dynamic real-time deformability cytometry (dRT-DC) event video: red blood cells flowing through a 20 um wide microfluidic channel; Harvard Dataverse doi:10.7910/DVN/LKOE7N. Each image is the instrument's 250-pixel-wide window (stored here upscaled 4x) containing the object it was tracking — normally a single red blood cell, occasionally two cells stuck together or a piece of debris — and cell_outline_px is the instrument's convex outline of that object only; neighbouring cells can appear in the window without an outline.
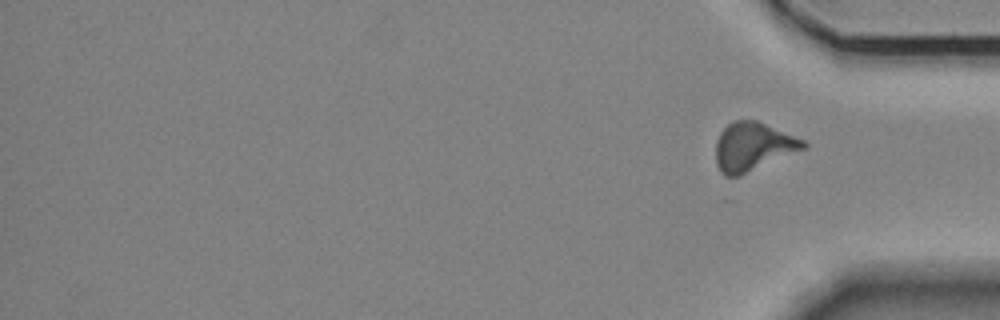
{"species": "Egyptian fruit bat (a non-hibernating species)", "species_latin": "Rousettus aegyptiacus", "temperature_condition": "room temperature", "stored_images_in_passage": 15, "segment_of_instrument_passage": [2, 2], "camera_frame_rate_fps": 3000, "um_per_image_px": 0.085, "animal": {"sex": "female"}, "frame": {"image": 1, "passage_image": 15, "time_ms": 4.667, "image_size_px": [1000, 320], "cell_outline_px": [[808, 144], [804, 148], [740, 176], [724, 176], [720, 172], [716, 164], [716, 140], [720, 132], [732, 120], [756, 120], [804, 140]], "centroid_in_image_um": [63.95, 12.47], "position_along_channel_um": 371.3, "area_um2": 24.51}}